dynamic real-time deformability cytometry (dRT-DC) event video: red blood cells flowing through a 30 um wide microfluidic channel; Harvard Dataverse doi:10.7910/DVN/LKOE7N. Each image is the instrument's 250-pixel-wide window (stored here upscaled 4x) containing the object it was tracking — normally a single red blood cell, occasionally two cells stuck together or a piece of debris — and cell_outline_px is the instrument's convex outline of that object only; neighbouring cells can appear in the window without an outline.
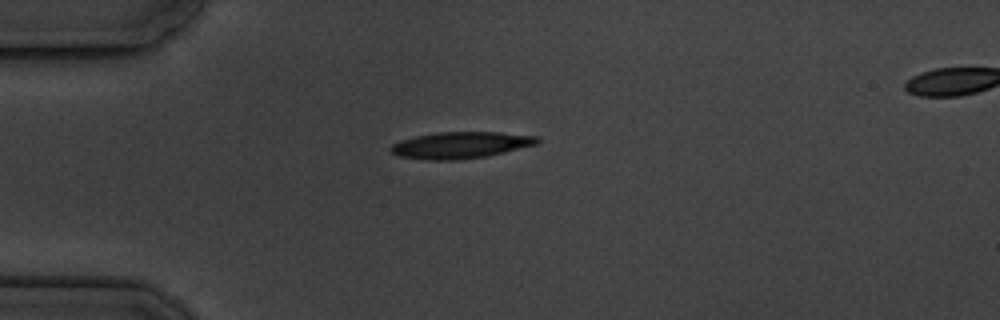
{"species": "common noctule bat (a hibernating species)", "species_latin": "Nyctalus noctula", "temperature_condition": "cold", "stored_images_in_passage": 14, "segment_of_instrument_passage": [1, 2], "camera_frame_rate_fps": 3000, "um_per_image_px": 0.085, "animal": {"sex": "male", "body_mass_g": 19.5, "forearm_length_mm": 54.6}, "frame": {"image": 1, "passage_image": 1, "time_ms": 0.0, "image_size_px": [1000, 320], "cell_outline_px": [[540, 144], [488, 156], [456, 160], [428, 160], [400, 156], [392, 152], [388, 148], [392, 144], [400, 140], [416, 136], [436, 132], [500, 132], [540, 136]], "centroid_in_image_um": [39.21, 12.33], "position_along_channel_um": 45.8, "area_um2": 22.95}}
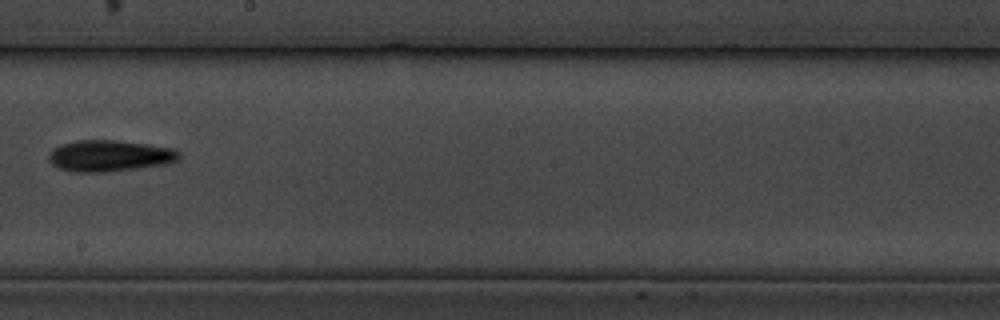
{"frame": {"image": 2, "passage_image": 6, "time_ms": 6.0, "image_size_px": [1000, 320], "cell_outline_px": [[180, 160], [168, 164], [104, 172], [72, 172], [60, 168], [52, 164], [48, 160], [48, 152], [52, 148], [60, 144], [76, 140], [116, 140], [148, 144], [172, 148], [180, 152]], "centroid_in_image_um": [9.3, 13.24], "position_along_channel_um": 238.9, "area_um2": 24.04}}
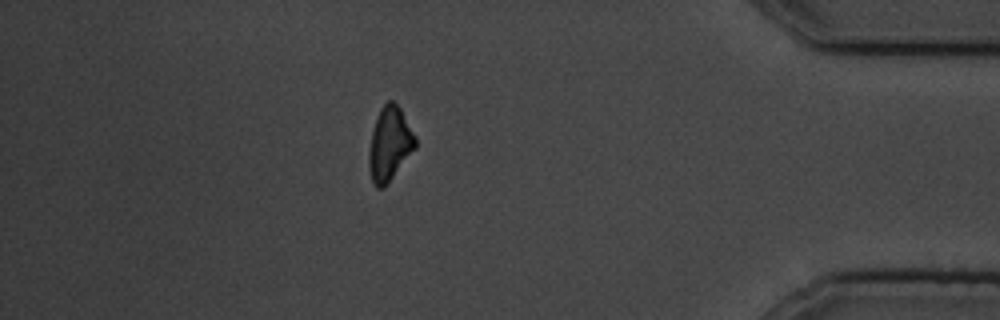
{"frame": {"image": 3, "passage_image": 11, "time_ms": 11.667, "image_size_px": [1000, 320], "cell_outline_px": [[416, 148], [384, 188], [376, 188], [372, 184], [368, 168], [368, 152], [372, 132], [380, 108], [388, 100], [392, 100], [400, 108], [416, 136]], "centroid_in_image_um": [33.11, 12.27], "position_along_channel_um": 402.1, "area_um2": 20.11}}